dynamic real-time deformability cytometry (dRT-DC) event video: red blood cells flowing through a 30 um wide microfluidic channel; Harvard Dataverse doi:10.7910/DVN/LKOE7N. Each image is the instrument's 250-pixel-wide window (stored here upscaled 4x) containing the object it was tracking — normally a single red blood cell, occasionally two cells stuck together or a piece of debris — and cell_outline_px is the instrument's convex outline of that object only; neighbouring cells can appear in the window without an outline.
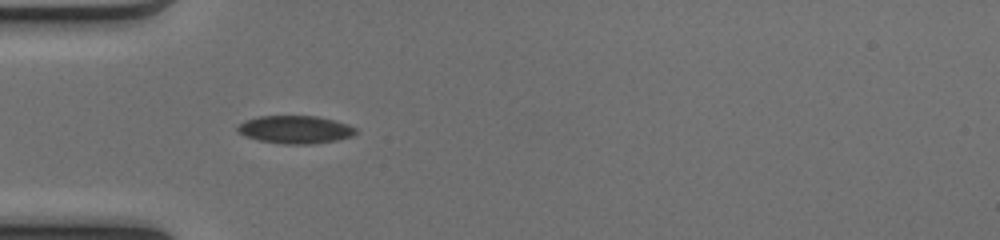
{"species": "common noctule bat (a hibernating species)", "species_latin": "Nyctalus noctula", "temperature_condition": "cold", "stored_images_in_passage": 36, "camera_frame_rate_fps": 3000, "um_per_image_px": 0.085, "animal": {"sex": "female", "body_mass_g": 17.0, "forearm_length_mm": 48.0}, "frame": {"image": 1, "passage_image": 1, "time_ms": 0.0, "image_size_px": [1000, 240], "cell_outline_px": [[356, 132], [352, 136], [336, 140], [312, 144], [284, 144], [260, 140], [244, 136], [236, 132], [236, 128], [244, 120], [260, 116], [316, 116], [348, 124], [356, 128]], "centroid_in_image_um": [25.06, 11.01], "position_along_channel_um": 59.9, "area_um2": 19.13}}
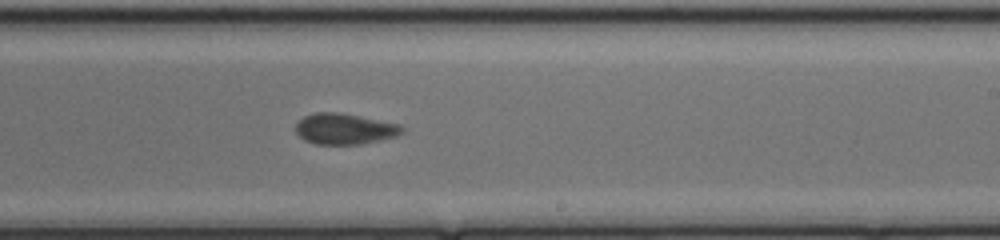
{"frame": {"image": 2, "passage_image": 16, "time_ms": 5.0, "image_size_px": [1000, 240], "cell_outline_px": [[404, 132], [396, 136], [380, 140], [360, 144], [316, 144], [304, 140], [296, 132], [296, 124], [304, 116], [316, 112], [340, 112], [400, 124], [404, 128]], "centroid_in_image_um": [29.3, 10.95], "position_along_channel_um": 259.7, "area_um2": 19.13}}
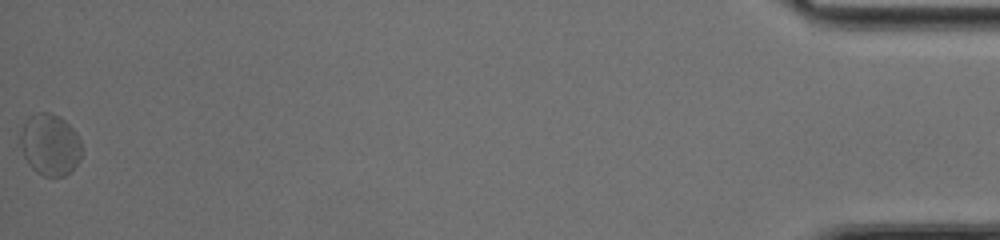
{"frame": {"image": 3, "passage_image": 36, "time_ms": 11.667, "image_size_px": [1000, 240], "cell_outline_px": [[80, 160], [64, 176], [44, 176], [36, 172], [28, 164], [24, 156], [20, 144], [20, 132], [24, 124], [36, 112], [48, 112], [64, 120], [76, 132], [80, 140]], "centroid_in_image_um": [4.23, 12.31], "position_along_channel_um": 431.0, "area_um2": 21.68}, "authors_computed_cell_mechanics": {"area_um2": 20.0277, "velocity_mm_per_s": 4.0657, "shape_relaxation_time_tau1_ms": 2.7521, "shape_relaxation_time_tau2_ms": 1.6897, "deformation_change_tau1": 0.0765, "deformation_change_tau2": 0.0448}}